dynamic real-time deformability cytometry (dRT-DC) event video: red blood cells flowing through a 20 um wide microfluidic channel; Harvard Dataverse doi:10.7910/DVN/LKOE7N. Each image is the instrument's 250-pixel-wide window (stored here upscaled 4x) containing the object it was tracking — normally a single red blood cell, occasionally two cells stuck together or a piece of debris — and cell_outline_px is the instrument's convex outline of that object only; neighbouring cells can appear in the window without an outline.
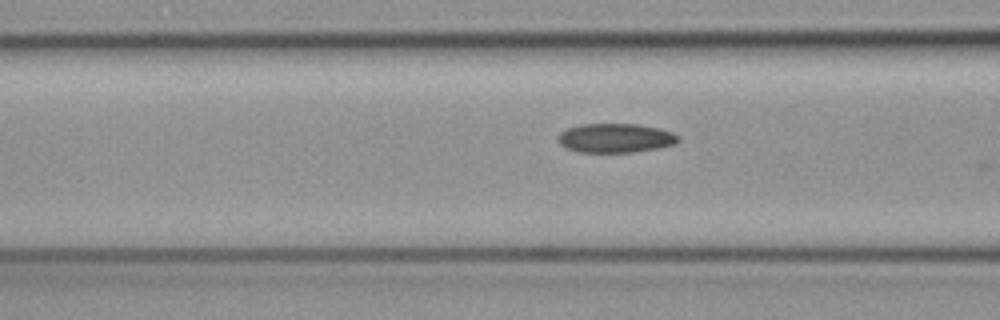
{"species": "common noctule bat (a hibernating species)", "species_latin": "Nyctalus noctula", "temperature_condition": "cold", "stored_images_in_passage": 5, "camera_frame_rate_fps": 3000, "um_per_image_px": 0.085, "animal": {"sex": "female", "body_mass_g": 19.3, "forearm_length_mm": 54.1}, "frame": {"image": 1, "passage_image": 3, "time_ms": 0.667, "image_size_px": [1000, 320], "cell_outline_px": [[680, 140], [676, 144], [656, 148], [632, 152], [580, 152], [568, 148], [560, 144], [556, 140], [556, 136], [560, 132], [568, 128], [584, 124], [636, 124], [660, 128], [672, 132], [680, 136]], "centroid_in_image_um": [52.32, 11.73], "position_along_channel_um": 114.3, "area_um2": 20.46}}